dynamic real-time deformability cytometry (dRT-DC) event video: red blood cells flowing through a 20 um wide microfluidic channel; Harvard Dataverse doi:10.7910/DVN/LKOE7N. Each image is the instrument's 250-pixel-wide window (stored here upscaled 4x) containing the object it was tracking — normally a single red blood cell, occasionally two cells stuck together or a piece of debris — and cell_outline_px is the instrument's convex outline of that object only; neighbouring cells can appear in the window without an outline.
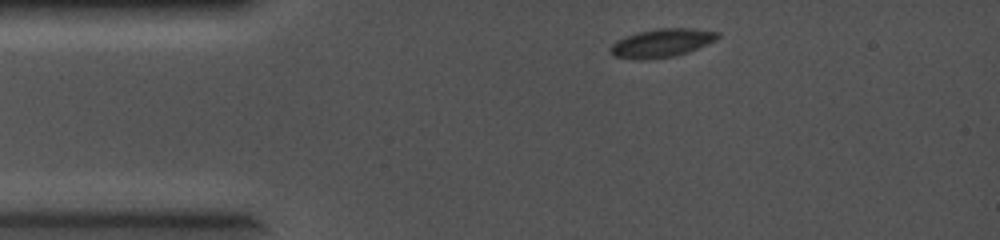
{"species": "common noctule bat (a hibernating species)", "species_latin": "Nyctalus noctula", "temperature_condition": "cold", "stored_images_in_passage": 20, "camera_frame_rate_fps": 5000, "um_per_image_px": 0.085, "animal": {"sex": "female", "body_mass_g": 19.0, "forearm_length_mm": 56.7}, "frame": {"image": 1, "passage_image": 1, "time_ms": 0.0, "image_size_px": [1000, 240], "cell_outline_px": [[720, 36], [716, 40], [688, 52], [676, 56], [640, 60], [612, 56], [608, 52], [608, 48], [616, 40], [640, 32], [656, 28], [692, 28], [720, 32]], "centroid_in_image_um": [56.23, 3.66], "position_along_channel_um": 28.8, "area_um2": 17.86}}
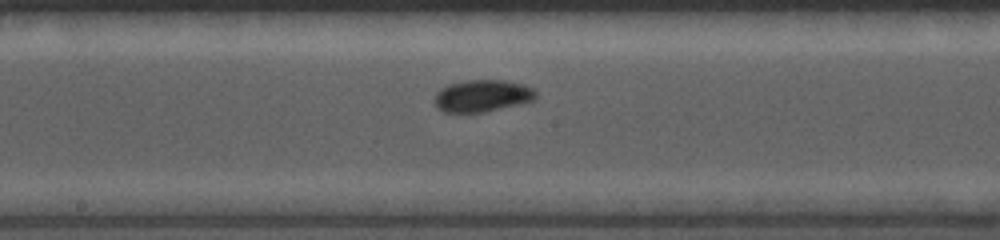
{"frame": {"image": 2, "passage_image": 10, "time_ms": 1.8, "image_size_px": [1000, 240], "cell_outline_px": [[536, 96], [532, 100], [484, 112], [444, 112], [436, 108], [436, 92], [440, 88], [448, 84], [464, 80], [508, 80], [524, 84], [532, 88], [536, 92]], "centroid_in_image_um": [40.96, 8.12], "position_along_channel_um": 207.2, "area_um2": 18.79}}
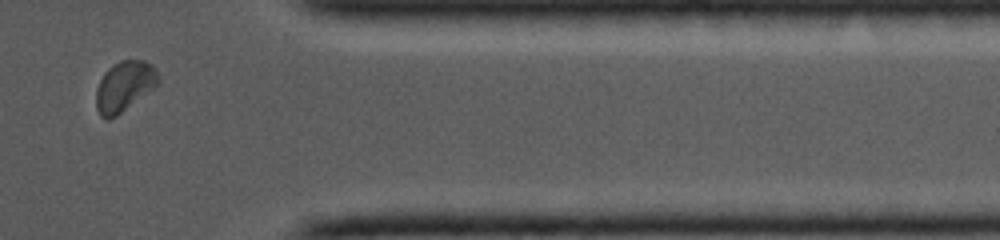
{"frame": {"image": 3, "passage_image": 18, "time_ms": 3.4, "image_size_px": [1000, 240], "cell_outline_px": [[160, 84], [116, 116], [108, 120], [100, 116], [96, 108], [96, 88], [104, 72], [112, 64], [120, 60], [144, 60], [152, 64], [156, 68], [160, 76]], "centroid_in_image_um": [10.59, 7.32], "position_along_channel_um": 400.8, "area_um2": 18.55}}